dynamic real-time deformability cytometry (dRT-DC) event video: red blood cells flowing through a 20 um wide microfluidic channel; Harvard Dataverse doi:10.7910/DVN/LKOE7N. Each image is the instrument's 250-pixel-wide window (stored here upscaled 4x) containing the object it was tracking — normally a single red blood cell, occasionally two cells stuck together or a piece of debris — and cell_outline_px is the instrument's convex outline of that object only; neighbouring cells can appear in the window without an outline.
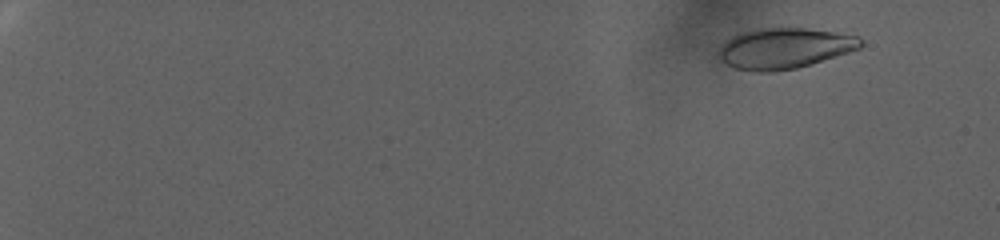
{"species": "human", "species_latin": "Homo sapiens", "temperature_condition": "warm", "stored_images_in_passage": 101, "camera_frame_rate_fps": 3000, "um_per_image_px": 0.085, "donor": {"sex": "female"}, "frame": {"image": 1, "passage_image": 12, "time_ms": 3.667, "image_size_px": [1000, 240], "cell_outline_px": [[864, 44], [860, 48], [848, 52], [796, 68], [772, 72], [756, 72], [736, 68], [728, 64], [720, 56], [720, 48], [732, 36], [740, 32], [760, 28], [804, 28], [860, 36], [864, 40]], "centroid_in_image_um": [66.72, 4.1], "position_along_channel_um": 18.3, "area_um2": 33.18}}
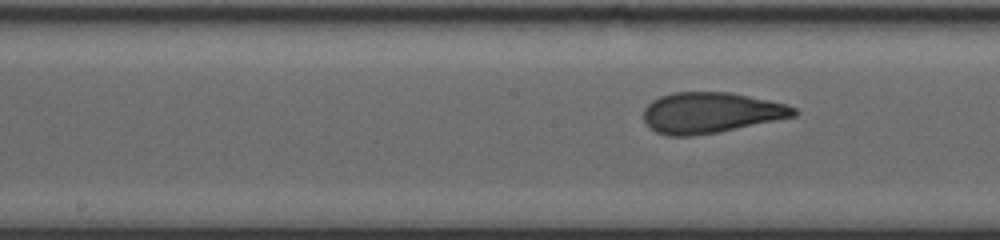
{"frame": {"image": 2, "passage_image": 61, "time_ms": 20.0, "image_size_px": [1000, 240], "cell_outline_px": [[800, 112], [796, 116], [720, 132], [692, 136], [668, 136], [656, 132], [644, 120], [644, 108], [652, 100], [660, 96], [672, 92], [732, 92], [788, 104], [796, 108]], "centroid_in_image_um": [60.45, 9.57], "position_along_channel_um": 187.7, "area_um2": 35.95}}
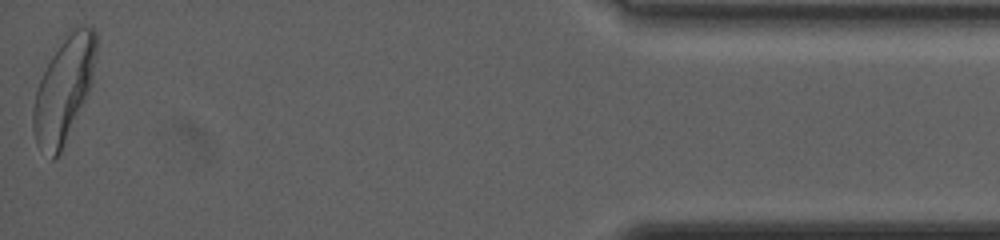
{"frame": {"image": 3, "passage_image": 101, "time_ms": 33.333, "image_size_px": [1000, 240], "cell_outline_px": [[96, 52], [92, 76], [88, 92], [60, 152], [52, 160], [36, 144], [32, 128], [32, 112], [36, 88], [64, 32], [68, 28], [80, 24], [92, 24], [96, 32]], "centroid_in_image_um": [5.41, 7.5], "position_along_channel_um": 429.8, "area_um2": 38.44}, "authors_computed_cell_mechanics": {"area_um2": 35.0268, "velocity_mm_per_s": 2.2835, "shape_relaxation_time_tau1_ms": 8.629, "shape_relaxation_time_tau2_ms": null, "deformation_change_tau1": 0.2279, "deformation_change_tau2": null}}